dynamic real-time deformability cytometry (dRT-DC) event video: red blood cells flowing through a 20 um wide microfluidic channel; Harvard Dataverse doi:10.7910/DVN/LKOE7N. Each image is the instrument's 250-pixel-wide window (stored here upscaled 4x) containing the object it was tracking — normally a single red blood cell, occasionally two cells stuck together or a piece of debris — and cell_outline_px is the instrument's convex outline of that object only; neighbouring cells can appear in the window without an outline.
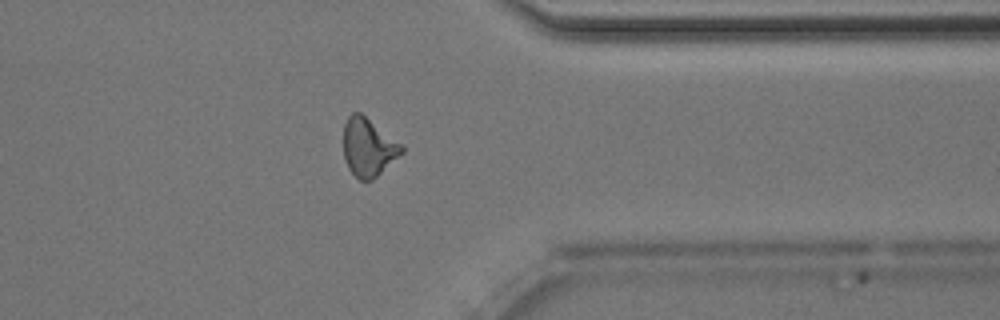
{"species": "Egyptian fruit bat (a non-hibernating species)", "species_latin": "Rousettus aegyptiacus", "temperature_condition": "room temperature", "stored_images_in_passage": 45, "camera_frame_rate_fps": 3000, "um_per_image_px": 0.085, "animal": {"sex": "male"}, "frame": {"image": 1, "passage_image": 39, "time_ms": 12.667, "image_size_px": [1000, 320], "cell_outline_px": [[404, 152], [372, 180], [360, 180], [348, 168], [344, 160], [344, 124], [348, 116], [352, 112], [360, 112], [404, 144]], "centroid_in_image_um": [31.33, 12.5], "position_along_channel_um": 380.1, "area_um2": 19.88}}